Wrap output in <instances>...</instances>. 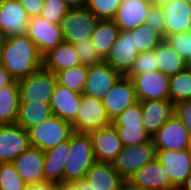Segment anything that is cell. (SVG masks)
Returning a JSON list of instances; mask_svg holds the SVG:
<instances>
[{
	"instance_id": "6da1fadb",
	"label": "cell",
	"mask_w": 191,
	"mask_h": 190,
	"mask_svg": "<svg viewBox=\"0 0 191 190\" xmlns=\"http://www.w3.org/2000/svg\"><path fill=\"white\" fill-rule=\"evenodd\" d=\"M0 63L18 81L43 68V55L27 35L11 36L2 42Z\"/></svg>"
},
{
	"instance_id": "7a4b0ae2",
	"label": "cell",
	"mask_w": 191,
	"mask_h": 190,
	"mask_svg": "<svg viewBox=\"0 0 191 190\" xmlns=\"http://www.w3.org/2000/svg\"><path fill=\"white\" fill-rule=\"evenodd\" d=\"M70 153L63 170V181L85 179L88 170L96 162L89 134L73 133L70 137Z\"/></svg>"
},
{
	"instance_id": "3957f363",
	"label": "cell",
	"mask_w": 191,
	"mask_h": 190,
	"mask_svg": "<svg viewBox=\"0 0 191 190\" xmlns=\"http://www.w3.org/2000/svg\"><path fill=\"white\" fill-rule=\"evenodd\" d=\"M32 147L47 151L70 139L72 124L53 115L27 130Z\"/></svg>"
},
{
	"instance_id": "277c9868",
	"label": "cell",
	"mask_w": 191,
	"mask_h": 190,
	"mask_svg": "<svg viewBox=\"0 0 191 190\" xmlns=\"http://www.w3.org/2000/svg\"><path fill=\"white\" fill-rule=\"evenodd\" d=\"M20 101L50 104L57 84V77L44 68L32 73L27 78L17 81Z\"/></svg>"
},
{
	"instance_id": "5b68a950",
	"label": "cell",
	"mask_w": 191,
	"mask_h": 190,
	"mask_svg": "<svg viewBox=\"0 0 191 190\" xmlns=\"http://www.w3.org/2000/svg\"><path fill=\"white\" fill-rule=\"evenodd\" d=\"M98 21L99 19L87 8L70 9L60 23L63 40L77 44L91 39Z\"/></svg>"
},
{
	"instance_id": "8992f818",
	"label": "cell",
	"mask_w": 191,
	"mask_h": 190,
	"mask_svg": "<svg viewBox=\"0 0 191 190\" xmlns=\"http://www.w3.org/2000/svg\"><path fill=\"white\" fill-rule=\"evenodd\" d=\"M155 158L156 148L153 142H143L123 147L112 165L125 180H129L137 170Z\"/></svg>"
},
{
	"instance_id": "52a82bcc",
	"label": "cell",
	"mask_w": 191,
	"mask_h": 190,
	"mask_svg": "<svg viewBox=\"0 0 191 190\" xmlns=\"http://www.w3.org/2000/svg\"><path fill=\"white\" fill-rule=\"evenodd\" d=\"M110 124L112 121L106 113L102 100L82 94L79 111L72 123L73 131L89 134Z\"/></svg>"
},
{
	"instance_id": "ba28073f",
	"label": "cell",
	"mask_w": 191,
	"mask_h": 190,
	"mask_svg": "<svg viewBox=\"0 0 191 190\" xmlns=\"http://www.w3.org/2000/svg\"><path fill=\"white\" fill-rule=\"evenodd\" d=\"M138 55L139 52L134 42V33L132 31H120L103 62L109 64L122 75H126L133 67Z\"/></svg>"
},
{
	"instance_id": "9c48e42d",
	"label": "cell",
	"mask_w": 191,
	"mask_h": 190,
	"mask_svg": "<svg viewBox=\"0 0 191 190\" xmlns=\"http://www.w3.org/2000/svg\"><path fill=\"white\" fill-rule=\"evenodd\" d=\"M138 101L169 99L170 76L160 71L140 73L130 78Z\"/></svg>"
},
{
	"instance_id": "30bf717a",
	"label": "cell",
	"mask_w": 191,
	"mask_h": 190,
	"mask_svg": "<svg viewBox=\"0 0 191 190\" xmlns=\"http://www.w3.org/2000/svg\"><path fill=\"white\" fill-rule=\"evenodd\" d=\"M110 120H114L127 107L138 102L132 80L122 75L111 90L102 99Z\"/></svg>"
},
{
	"instance_id": "8fae6325",
	"label": "cell",
	"mask_w": 191,
	"mask_h": 190,
	"mask_svg": "<svg viewBox=\"0 0 191 190\" xmlns=\"http://www.w3.org/2000/svg\"><path fill=\"white\" fill-rule=\"evenodd\" d=\"M156 150L189 149L190 136L182 121L173 115L152 137Z\"/></svg>"
},
{
	"instance_id": "7c38bea8",
	"label": "cell",
	"mask_w": 191,
	"mask_h": 190,
	"mask_svg": "<svg viewBox=\"0 0 191 190\" xmlns=\"http://www.w3.org/2000/svg\"><path fill=\"white\" fill-rule=\"evenodd\" d=\"M29 147L27 130L17 124L0 125V163H12Z\"/></svg>"
},
{
	"instance_id": "4fadbf2b",
	"label": "cell",
	"mask_w": 191,
	"mask_h": 190,
	"mask_svg": "<svg viewBox=\"0 0 191 190\" xmlns=\"http://www.w3.org/2000/svg\"><path fill=\"white\" fill-rule=\"evenodd\" d=\"M29 20L19 0L0 2V35L3 38L27 35Z\"/></svg>"
},
{
	"instance_id": "5bb4252c",
	"label": "cell",
	"mask_w": 191,
	"mask_h": 190,
	"mask_svg": "<svg viewBox=\"0 0 191 190\" xmlns=\"http://www.w3.org/2000/svg\"><path fill=\"white\" fill-rule=\"evenodd\" d=\"M27 36L35 43L42 55L64 41L60 25L49 22L41 16L30 18Z\"/></svg>"
},
{
	"instance_id": "9a60e30c",
	"label": "cell",
	"mask_w": 191,
	"mask_h": 190,
	"mask_svg": "<svg viewBox=\"0 0 191 190\" xmlns=\"http://www.w3.org/2000/svg\"><path fill=\"white\" fill-rule=\"evenodd\" d=\"M121 76L120 72L114 70L105 62L88 67L87 79L82 94L102 100Z\"/></svg>"
},
{
	"instance_id": "2e32d148",
	"label": "cell",
	"mask_w": 191,
	"mask_h": 190,
	"mask_svg": "<svg viewBox=\"0 0 191 190\" xmlns=\"http://www.w3.org/2000/svg\"><path fill=\"white\" fill-rule=\"evenodd\" d=\"M89 135L96 162L112 163L124 147L112 124L92 131Z\"/></svg>"
},
{
	"instance_id": "e0dca14e",
	"label": "cell",
	"mask_w": 191,
	"mask_h": 190,
	"mask_svg": "<svg viewBox=\"0 0 191 190\" xmlns=\"http://www.w3.org/2000/svg\"><path fill=\"white\" fill-rule=\"evenodd\" d=\"M156 159L161 162L176 188H179L191 173L189 149L180 151L156 150Z\"/></svg>"
},
{
	"instance_id": "ac0fdd59",
	"label": "cell",
	"mask_w": 191,
	"mask_h": 190,
	"mask_svg": "<svg viewBox=\"0 0 191 190\" xmlns=\"http://www.w3.org/2000/svg\"><path fill=\"white\" fill-rule=\"evenodd\" d=\"M153 6L148 0H121L114 22L120 31H131L145 24L148 12Z\"/></svg>"
},
{
	"instance_id": "d6986e66",
	"label": "cell",
	"mask_w": 191,
	"mask_h": 190,
	"mask_svg": "<svg viewBox=\"0 0 191 190\" xmlns=\"http://www.w3.org/2000/svg\"><path fill=\"white\" fill-rule=\"evenodd\" d=\"M160 7L165 16V39L191 31V5L186 0H171Z\"/></svg>"
},
{
	"instance_id": "ffe728a7",
	"label": "cell",
	"mask_w": 191,
	"mask_h": 190,
	"mask_svg": "<svg viewBox=\"0 0 191 190\" xmlns=\"http://www.w3.org/2000/svg\"><path fill=\"white\" fill-rule=\"evenodd\" d=\"M129 181L146 190H171L176 188L163 165L156 158L137 170Z\"/></svg>"
},
{
	"instance_id": "44dd1931",
	"label": "cell",
	"mask_w": 191,
	"mask_h": 190,
	"mask_svg": "<svg viewBox=\"0 0 191 190\" xmlns=\"http://www.w3.org/2000/svg\"><path fill=\"white\" fill-rule=\"evenodd\" d=\"M141 108L142 126L151 137L174 115V104L170 99L141 101Z\"/></svg>"
},
{
	"instance_id": "7402d4cb",
	"label": "cell",
	"mask_w": 191,
	"mask_h": 190,
	"mask_svg": "<svg viewBox=\"0 0 191 190\" xmlns=\"http://www.w3.org/2000/svg\"><path fill=\"white\" fill-rule=\"evenodd\" d=\"M12 164L26 184L45 180L44 151L41 149L29 147Z\"/></svg>"
},
{
	"instance_id": "603a6c76",
	"label": "cell",
	"mask_w": 191,
	"mask_h": 190,
	"mask_svg": "<svg viewBox=\"0 0 191 190\" xmlns=\"http://www.w3.org/2000/svg\"><path fill=\"white\" fill-rule=\"evenodd\" d=\"M81 97L82 94L57 83L50 101L53 115L72 124L79 111Z\"/></svg>"
},
{
	"instance_id": "cb8c5ba5",
	"label": "cell",
	"mask_w": 191,
	"mask_h": 190,
	"mask_svg": "<svg viewBox=\"0 0 191 190\" xmlns=\"http://www.w3.org/2000/svg\"><path fill=\"white\" fill-rule=\"evenodd\" d=\"M85 180L93 190H120L125 179L117 172L112 163L95 162L88 170Z\"/></svg>"
},
{
	"instance_id": "d4e9b609",
	"label": "cell",
	"mask_w": 191,
	"mask_h": 190,
	"mask_svg": "<svg viewBox=\"0 0 191 190\" xmlns=\"http://www.w3.org/2000/svg\"><path fill=\"white\" fill-rule=\"evenodd\" d=\"M80 64L74 44L65 41L43 55V68L54 74Z\"/></svg>"
},
{
	"instance_id": "484cf974",
	"label": "cell",
	"mask_w": 191,
	"mask_h": 190,
	"mask_svg": "<svg viewBox=\"0 0 191 190\" xmlns=\"http://www.w3.org/2000/svg\"><path fill=\"white\" fill-rule=\"evenodd\" d=\"M70 139L44 151V178L54 184L63 181L65 162L70 153Z\"/></svg>"
},
{
	"instance_id": "4316f807",
	"label": "cell",
	"mask_w": 191,
	"mask_h": 190,
	"mask_svg": "<svg viewBox=\"0 0 191 190\" xmlns=\"http://www.w3.org/2000/svg\"><path fill=\"white\" fill-rule=\"evenodd\" d=\"M154 51L158 71L161 73L172 76L187 68L185 59L178 54L166 39H163Z\"/></svg>"
},
{
	"instance_id": "83f0119b",
	"label": "cell",
	"mask_w": 191,
	"mask_h": 190,
	"mask_svg": "<svg viewBox=\"0 0 191 190\" xmlns=\"http://www.w3.org/2000/svg\"><path fill=\"white\" fill-rule=\"evenodd\" d=\"M51 116H53V112L50 104L20 101L15 124L28 130Z\"/></svg>"
},
{
	"instance_id": "f1b7e54d",
	"label": "cell",
	"mask_w": 191,
	"mask_h": 190,
	"mask_svg": "<svg viewBox=\"0 0 191 190\" xmlns=\"http://www.w3.org/2000/svg\"><path fill=\"white\" fill-rule=\"evenodd\" d=\"M120 29L113 19L99 20L91 36V41L99 56L104 59L114 45Z\"/></svg>"
},
{
	"instance_id": "f546056e",
	"label": "cell",
	"mask_w": 191,
	"mask_h": 190,
	"mask_svg": "<svg viewBox=\"0 0 191 190\" xmlns=\"http://www.w3.org/2000/svg\"><path fill=\"white\" fill-rule=\"evenodd\" d=\"M20 96L17 81L0 88V125L15 124Z\"/></svg>"
},
{
	"instance_id": "4dcf8cb0",
	"label": "cell",
	"mask_w": 191,
	"mask_h": 190,
	"mask_svg": "<svg viewBox=\"0 0 191 190\" xmlns=\"http://www.w3.org/2000/svg\"><path fill=\"white\" fill-rule=\"evenodd\" d=\"M169 99L173 104L191 99V69L186 68L170 76Z\"/></svg>"
},
{
	"instance_id": "1f68e13d",
	"label": "cell",
	"mask_w": 191,
	"mask_h": 190,
	"mask_svg": "<svg viewBox=\"0 0 191 190\" xmlns=\"http://www.w3.org/2000/svg\"><path fill=\"white\" fill-rule=\"evenodd\" d=\"M88 67L83 64L61 70L56 73L57 83L78 92L83 93L85 81L87 79Z\"/></svg>"
},
{
	"instance_id": "d6a6232c",
	"label": "cell",
	"mask_w": 191,
	"mask_h": 190,
	"mask_svg": "<svg viewBox=\"0 0 191 190\" xmlns=\"http://www.w3.org/2000/svg\"><path fill=\"white\" fill-rule=\"evenodd\" d=\"M118 132L123 146L136 145L143 142H153L152 137L139 124H112Z\"/></svg>"
},
{
	"instance_id": "836d02e7",
	"label": "cell",
	"mask_w": 191,
	"mask_h": 190,
	"mask_svg": "<svg viewBox=\"0 0 191 190\" xmlns=\"http://www.w3.org/2000/svg\"><path fill=\"white\" fill-rule=\"evenodd\" d=\"M131 31L134 33V42L139 53L154 50L163 40V38L147 24H142Z\"/></svg>"
},
{
	"instance_id": "e575fe53",
	"label": "cell",
	"mask_w": 191,
	"mask_h": 190,
	"mask_svg": "<svg viewBox=\"0 0 191 190\" xmlns=\"http://www.w3.org/2000/svg\"><path fill=\"white\" fill-rule=\"evenodd\" d=\"M23 181L12 163H0V190H25Z\"/></svg>"
},
{
	"instance_id": "d590c367",
	"label": "cell",
	"mask_w": 191,
	"mask_h": 190,
	"mask_svg": "<svg viewBox=\"0 0 191 190\" xmlns=\"http://www.w3.org/2000/svg\"><path fill=\"white\" fill-rule=\"evenodd\" d=\"M121 0H88L86 8L99 20L114 19Z\"/></svg>"
},
{
	"instance_id": "8d00e7d4",
	"label": "cell",
	"mask_w": 191,
	"mask_h": 190,
	"mask_svg": "<svg viewBox=\"0 0 191 190\" xmlns=\"http://www.w3.org/2000/svg\"><path fill=\"white\" fill-rule=\"evenodd\" d=\"M69 10V6L63 0H44L40 16L49 22L60 25Z\"/></svg>"
},
{
	"instance_id": "74e56055",
	"label": "cell",
	"mask_w": 191,
	"mask_h": 190,
	"mask_svg": "<svg viewBox=\"0 0 191 190\" xmlns=\"http://www.w3.org/2000/svg\"><path fill=\"white\" fill-rule=\"evenodd\" d=\"M166 40L185 59L186 67L191 69V31L173 34Z\"/></svg>"
},
{
	"instance_id": "f35d334b",
	"label": "cell",
	"mask_w": 191,
	"mask_h": 190,
	"mask_svg": "<svg viewBox=\"0 0 191 190\" xmlns=\"http://www.w3.org/2000/svg\"><path fill=\"white\" fill-rule=\"evenodd\" d=\"M151 71H158V66L156 63V55L154 50L139 53L133 64V67L126 74V76L131 78L136 74L151 72Z\"/></svg>"
},
{
	"instance_id": "ab89813d",
	"label": "cell",
	"mask_w": 191,
	"mask_h": 190,
	"mask_svg": "<svg viewBox=\"0 0 191 190\" xmlns=\"http://www.w3.org/2000/svg\"><path fill=\"white\" fill-rule=\"evenodd\" d=\"M74 46L79 55L80 63L84 66L92 67L103 62V59L93 46L91 39H85L82 42L74 44Z\"/></svg>"
},
{
	"instance_id": "60d3db41",
	"label": "cell",
	"mask_w": 191,
	"mask_h": 190,
	"mask_svg": "<svg viewBox=\"0 0 191 190\" xmlns=\"http://www.w3.org/2000/svg\"><path fill=\"white\" fill-rule=\"evenodd\" d=\"M112 124H143V113L141 108V101H138L132 106L127 107L121 112Z\"/></svg>"
},
{
	"instance_id": "b9f144b4",
	"label": "cell",
	"mask_w": 191,
	"mask_h": 190,
	"mask_svg": "<svg viewBox=\"0 0 191 190\" xmlns=\"http://www.w3.org/2000/svg\"><path fill=\"white\" fill-rule=\"evenodd\" d=\"M145 24L165 39V16L160 6L153 5L147 15Z\"/></svg>"
},
{
	"instance_id": "7bdbcfd3",
	"label": "cell",
	"mask_w": 191,
	"mask_h": 190,
	"mask_svg": "<svg viewBox=\"0 0 191 190\" xmlns=\"http://www.w3.org/2000/svg\"><path fill=\"white\" fill-rule=\"evenodd\" d=\"M174 115L182 121L191 136V99L175 104Z\"/></svg>"
},
{
	"instance_id": "ee69618b",
	"label": "cell",
	"mask_w": 191,
	"mask_h": 190,
	"mask_svg": "<svg viewBox=\"0 0 191 190\" xmlns=\"http://www.w3.org/2000/svg\"><path fill=\"white\" fill-rule=\"evenodd\" d=\"M19 1L30 18L40 16L44 5V0H19Z\"/></svg>"
},
{
	"instance_id": "f6af8a7d",
	"label": "cell",
	"mask_w": 191,
	"mask_h": 190,
	"mask_svg": "<svg viewBox=\"0 0 191 190\" xmlns=\"http://www.w3.org/2000/svg\"><path fill=\"white\" fill-rule=\"evenodd\" d=\"M25 190H55V184L48 180L26 184Z\"/></svg>"
},
{
	"instance_id": "bcb514c9",
	"label": "cell",
	"mask_w": 191,
	"mask_h": 190,
	"mask_svg": "<svg viewBox=\"0 0 191 190\" xmlns=\"http://www.w3.org/2000/svg\"><path fill=\"white\" fill-rule=\"evenodd\" d=\"M14 79L10 76L8 71L0 63V88L10 85Z\"/></svg>"
},
{
	"instance_id": "7dc6e473",
	"label": "cell",
	"mask_w": 191,
	"mask_h": 190,
	"mask_svg": "<svg viewBox=\"0 0 191 190\" xmlns=\"http://www.w3.org/2000/svg\"><path fill=\"white\" fill-rule=\"evenodd\" d=\"M55 190H80L79 181H62L55 184Z\"/></svg>"
},
{
	"instance_id": "c3c4849f",
	"label": "cell",
	"mask_w": 191,
	"mask_h": 190,
	"mask_svg": "<svg viewBox=\"0 0 191 190\" xmlns=\"http://www.w3.org/2000/svg\"><path fill=\"white\" fill-rule=\"evenodd\" d=\"M70 9L73 8H86L88 0H63Z\"/></svg>"
},
{
	"instance_id": "681fc988",
	"label": "cell",
	"mask_w": 191,
	"mask_h": 190,
	"mask_svg": "<svg viewBox=\"0 0 191 190\" xmlns=\"http://www.w3.org/2000/svg\"><path fill=\"white\" fill-rule=\"evenodd\" d=\"M120 190H146L131 183L129 180H125Z\"/></svg>"
},
{
	"instance_id": "f907efd6",
	"label": "cell",
	"mask_w": 191,
	"mask_h": 190,
	"mask_svg": "<svg viewBox=\"0 0 191 190\" xmlns=\"http://www.w3.org/2000/svg\"><path fill=\"white\" fill-rule=\"evenodd\" d=\"M181 190H191V173L187 176L186 180L179 187Z\"/></svg>"
},
{
	"instance_id": "816d5d0a",
	"label": "cell",
	"mask_w": 191,
	"mask_h": 190,
	"mask_svg": "<svg viewBox=\"0 0 191 190\" xmlns=\"http://www.w3.org/2000/svg\"><path fill=\"white\" fill-rule=\"evenodd\" d=\"M79 188L80 190H93L92 185L88 183L85 179L79 181Z\"/></svg>"
},
{
	"instance_id": "f5cc1de1",
	"label": "cell",
	"mask_w": 191,
	"mask_h": 190,
	"mask_svg": "<svg viewBox=\"0 0 191 190\" xmlns=\"http://www.w3.org/2000/svg\"><path fill=\"white\" fill-rule=\"evenodd\" d=\"M153 5L160 6L164 3L170 2L171 0H151Z\"/></svg>"
},
{
	"instance_id": "db71d44e",
	"label": "cell",
	"mask_w": 191,
	"mask_h": 190,
	"mask_svg": "<svg viewBox=\"0 0 191 190\" xmlns=\"http://www.w3.org/2000/svg\"><path fill=\"white\" fill-rule=\"evenodd\" d=\"M3 40H4V38L0 35V53H1V45H2Z\"/></svg>"
},
{
	"instance_id": "11a10c76",
	"label": "cell",
	"mask_w": 191,
	"mask_h": 190,
	"mask_svg": "<svg viewBox=\"0 0 191 190\" xmlns=\"http://www.w3.org/2000/svg\"><path fill=\"white\" fill-rule=\"evenodd\" d=\"M189 150H191V136H190V141H189Z\"/></svg>"
},
{
	"instance_id": "9f6ffc18",
	"label": "cell",
	"mask_w": 191,
	"mask_h": 190,
	"mask_svg": "<svg viewBox=\"0 0 191 190\" xmlns=\"http://www.w3.org/2000/svg\"><path fill=\"white\" fill-rule=\"evenodd\" d=\"M171 190H181V189L177 187V188H173V189H171Z\"/></svg>"
},
{
	"instance_id": "6f0895ef",
	"label": "cell",
	"mask_w": 191,
	"mask_h": 190,
	"mask_svg": "<svg viewBox=\"0 0 191 190\" xmlns=\"http://www.w3.org/2000/svg\"><path fill=\"white\" fill-rule=\"evenodd\" d=\"M189 154H190V162H191V150H189Z\"/></svg>"
}]
</instances>
